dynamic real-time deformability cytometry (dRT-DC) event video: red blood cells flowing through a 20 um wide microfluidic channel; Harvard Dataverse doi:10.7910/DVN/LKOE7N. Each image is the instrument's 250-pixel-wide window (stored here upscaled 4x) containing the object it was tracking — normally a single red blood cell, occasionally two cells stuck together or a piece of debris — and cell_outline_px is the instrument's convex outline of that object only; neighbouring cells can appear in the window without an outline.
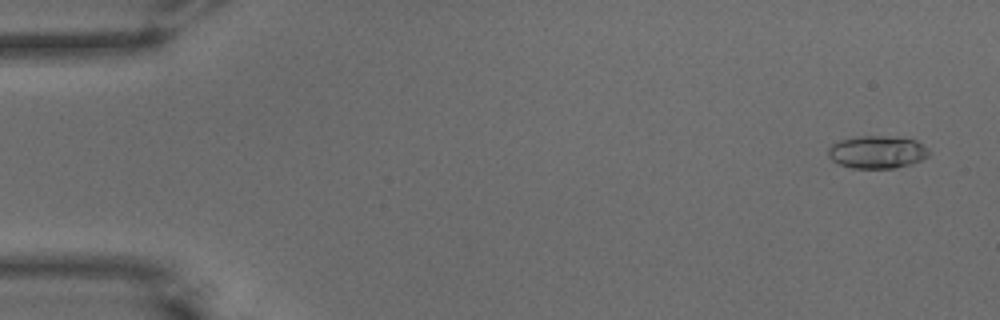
{"species": "common noctule bat (a hibernating species)", "species_latin": "Nyctalus noctula", "temperature_condition": "warm", "stored_images_in_passage": 56, "camera_frame_rate_fps": 3000, "um_per_image_px": 0.085, "animal": {"sex": "male", "body_mass_g": 15.6}, "frame": {"image": 1, "passage_image": 3, "time_ms": 0.667, "image_size_px": [1000, 320], "cell_outline_px": [[928, 156], [920, 160], [908, 164], [892, 168], [852, 168], [840, 164], [832, 160], [828, 156], [828, 148], [832, 144], [840, 140], [860, 136], [884, 136], [916, 140], [928, 148]], "centroid_in_image_um": [74.53, 12.92], "position_along_channel_um": 10.5, "area_um2": 18.9}}
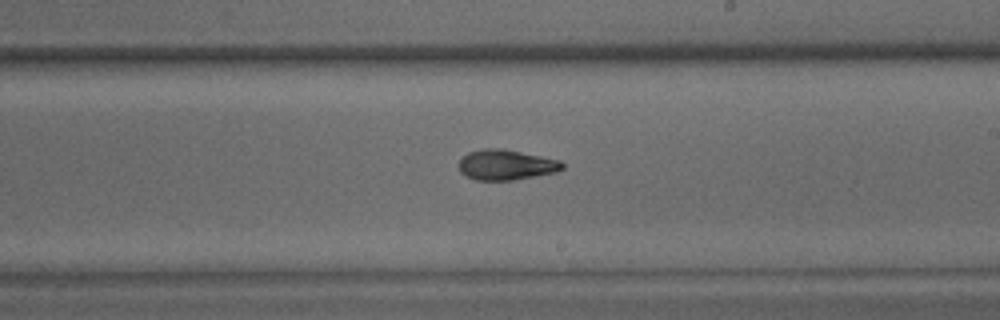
{"frame": {"image": 2, "passage_image": 33, "time_ms": 10.667, "image_size_px": [1000, 320], "cell_outline_px": [[564, 168], [556, 172], [512, 180], [476, 180], [460, 172], [460, 160], [468, 152], [484, 148], [500, 148], [560, 160], [564, 164]], "centroid_in_image_um": [43.02, 14.01], "position_along_channel_um": 246.0, "area_um2": 18.03}}
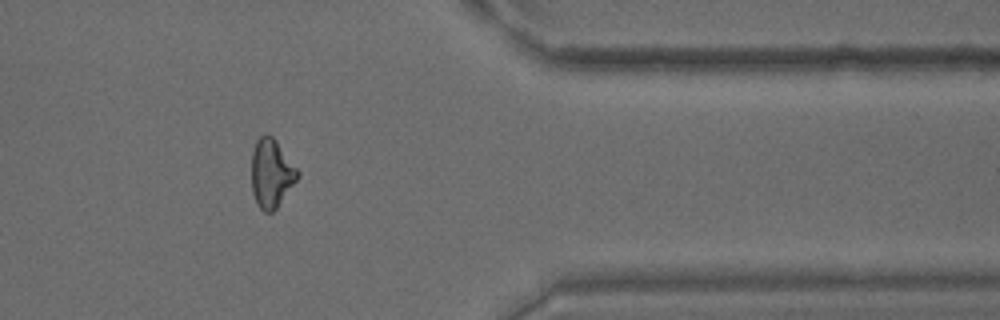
{"frame": {"image": 3, "passage_image": 46, "time_ms": 15.0, "image_size_px": [1000, 320], "cell_outline_px": [[300, 176], [276, 208], [272, 212], [264, 212], [256, 204], [252, 192], [252, 152], [256, 140], [260, 136], [272, 136], [276, 140], [300, 172]], "centroid_in_image_um": [23.07, 14.75], "position_along_channel_um": 388.3, "area_um2": 18.32}, "authors_computed_cell_mechanics": {"area_um2": 18.4382, "velocity_mm_per_s": 3.6717, "shape_relaxation_time_tau1_ms": 8.0352, "shape_relaxation_time_tau2_ms": 3.1178, "deformation_change_tau1": 0.2267, "deformation_change_tau2": 0.0964}}